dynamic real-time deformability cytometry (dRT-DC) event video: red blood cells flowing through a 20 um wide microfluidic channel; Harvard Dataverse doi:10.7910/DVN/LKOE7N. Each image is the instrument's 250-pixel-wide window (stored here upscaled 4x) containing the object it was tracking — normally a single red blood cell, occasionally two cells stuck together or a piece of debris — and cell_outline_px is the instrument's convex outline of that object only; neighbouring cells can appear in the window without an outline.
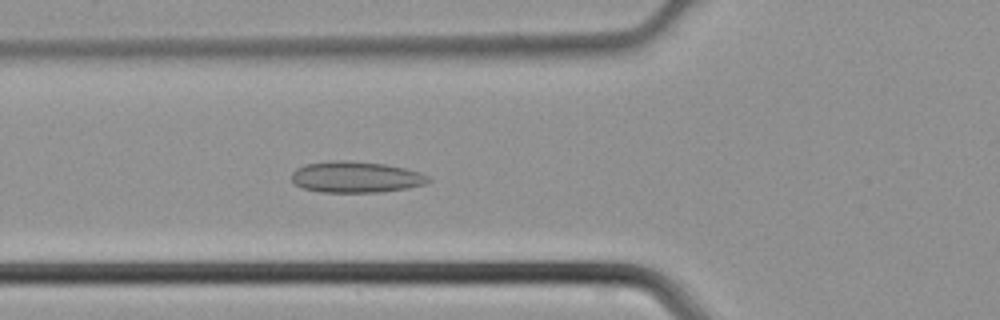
{"species": "common noctule bat (a hibernating species)", "species_latin": "Nyctalus noctula", "temperature_condition": "cold", "stored_images_in_passage": 43, "camera_frame_rate_fps": 3000, "um_per_image_px": 0.085, "animal": {"sex": "male", "body_mass_g": 21.5, "forearm_length_mm": 52.0}, "frame": {"image": 1, "passage_image": 15, "time_ms": 4.667, "image_size_px": [1000, 320], "cell_outline_px": [[432, 180], [424, 184], [408, 188], [380, 192], [320, 192], [304, 188], [296, 184], [292, 180], [292, 172], [296, 168], [304, 164], [328, 160], [348, 160], [384, 164], [404, 168], [420, 172], [428, 176]], "centroid_in_image_um": [30.24, 15.04], "position_along_channel_um": 95.6, "area_um2": 24.97}}
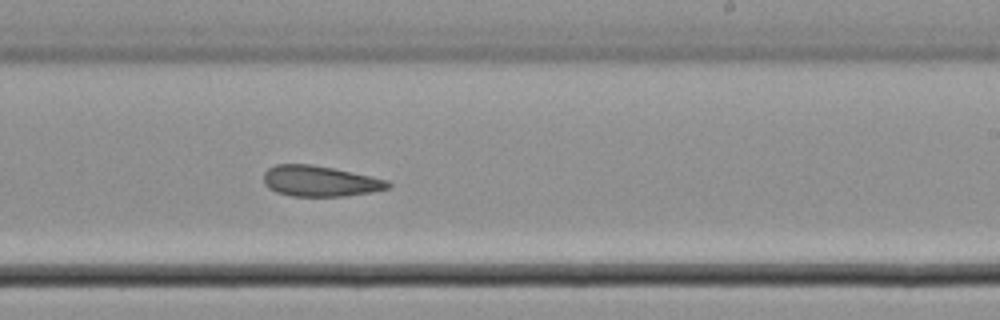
{"frame": {"image": 2, "passage_image": 26, "time_ms": 8.333, "image_size_px": [1000, 320], "cell_outline_px": [[392, 184], [388, 188], [372, 192], [344, 196], [292, 196], [276, 192], [268, 188], [264, 184], [264, 172], [268, 168], [276, 164], [312, 164], [332, 168], [388, 180]], "centroid_in_image_um": [27.17, 15.4], "position_along_channel_um": 261.8, "area_um2": 22.2}}
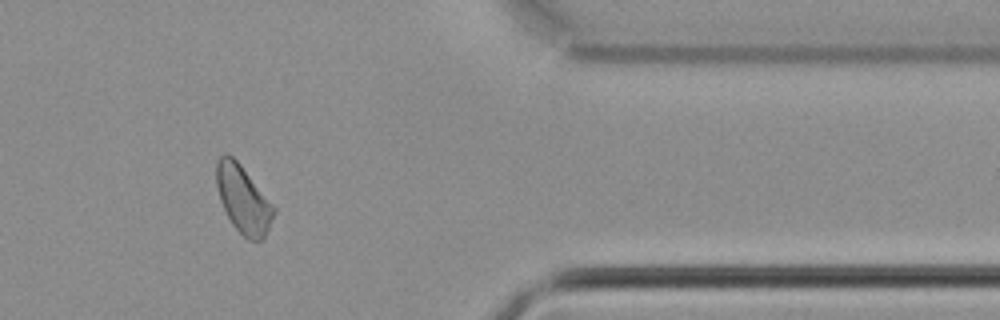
{"frame": {"image": 3, "passage_image": 36, "time_ms": 11.667, "image_size_px": [1000, 320], "cell_outline_px": [[276, 212], [264, 240], [248, 240], [232, 224], [220, 200], [216, 184], [216, 160], [224, 152], [228, 152], [240, 164], [276, 208]], "centroid_in_image_um": [20.67, 16.93], "position_along_channel_um": 390.7, "area_um2": 22.6}}